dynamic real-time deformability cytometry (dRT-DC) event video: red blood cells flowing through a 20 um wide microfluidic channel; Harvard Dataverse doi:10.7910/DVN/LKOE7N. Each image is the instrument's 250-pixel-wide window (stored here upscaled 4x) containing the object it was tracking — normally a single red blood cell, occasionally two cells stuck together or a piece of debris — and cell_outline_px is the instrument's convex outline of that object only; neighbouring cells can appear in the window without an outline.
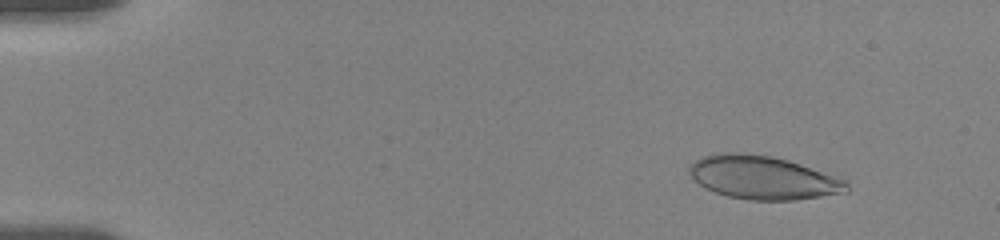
{"species": "human", "species_latin": "Homo sapiens", "temperature_condition": "room temperature", "stored_images_in_passage": 13, "camera_frame_rate_fps": 3000, "um_per_image_px": 0.085, "donor": {"sex": "female"}, "frame": {"image": 1, "passage_image": 3, "time_ms": 1.333, "image_size_px": [1000, 240], "cell_outline_px": [[848, 192], [796, 200], [748, 200], [728, 196], [704, 188], [688, 172], [688, 168], [696, 160], [704, 156], [720, 152], [744, 152], [772, 156], [788, 160], [800, 164], [844, 180], [848, 184]], "centroid_in_image_um": [64.83, 15.09], "position_along_channel_um": 20.2, "area_um2": 39.54}}
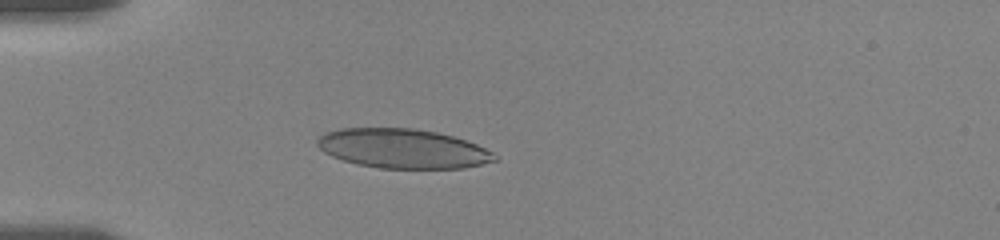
{"frame": {"image": 2, "passage_image": 10, "time_ms": 4.667, "image_size_px": [1000, 240], "cell_outline_px": [[500, 160], [464, 168], [380, 168], [356, 164], [332, 156], [324, 152], [316, 144], [316, 140], [320, 136], [328, 132], [340, 128], [412, 128], [436, 132], [452, 136], [476, 144], [492, 152]], "centroid_in_image_um": [34.23, 12.63], "position_along_channel_um": 50.8, "area_um2": 40.58}}
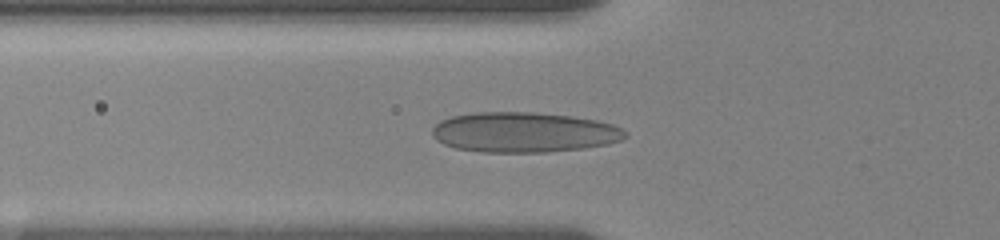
{"frame": {"image": 3, "passage_image": 12, "time_ms": 6.0, "image_size_px": [1000, 240], "cell_outline_px": [[628, 136], [620, 140], [608, 144], [584, 148], [544, 152], [480, 152], [456, 148], [444, 144], [436, 140], [432, 136], [432, 128], [440, 120], [452, 116], [476, 112], [532, 112], [572, 116], [596, 120], [612, 124], [628, 132]], "centroid_in_image_um": [44.52, 11.24], "position_along_channel_um": 81.3, "area_um2": 45.32}}